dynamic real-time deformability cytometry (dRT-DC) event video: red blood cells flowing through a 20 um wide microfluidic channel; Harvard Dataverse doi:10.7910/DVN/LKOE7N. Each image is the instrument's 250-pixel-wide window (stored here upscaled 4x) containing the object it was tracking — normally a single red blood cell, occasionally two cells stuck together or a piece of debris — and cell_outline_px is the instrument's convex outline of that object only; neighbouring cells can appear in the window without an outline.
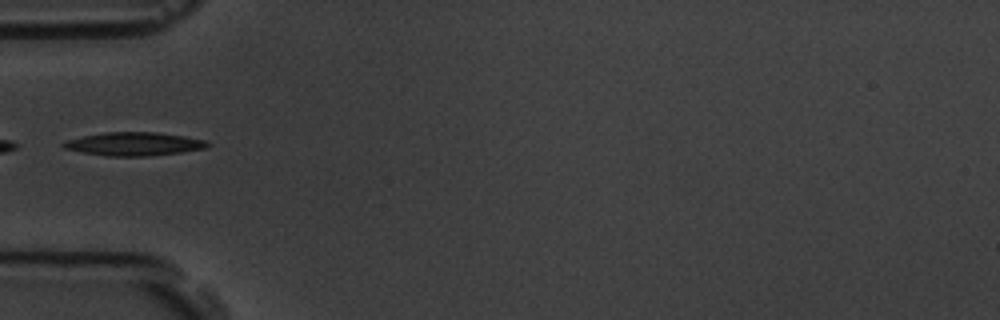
{"species": "common noctule bat (a hibernating species)", "species_latin": "Nyctalus noctula", "temperature_condition": "room temperature", "stored_images_in_passage": 6, "camera_frame_rate_fps": 3000, "um_per_image_px": 0.085, "animal": {"sex": "male", "body_mass_g": 19.5, "forearm_length_mm": 54.6}, "frame": {"image": 1, "passage_image": 1, "time_ms": 0.0, "image_size_px": [1000, 320], "cell_outline_px": [[212, 144], [208, 148], [180, 152], [148, 156], [108, 156], [80, 152], [64, 148], [60, 144], [68, 140], [84, 136], [104, 132], [156, 132], [184, 136], [204, 140]], "centroid_in_image_um": [11.41, 12.24], "position_along_channel_um": 73.6, "area_um2": 19.59}}
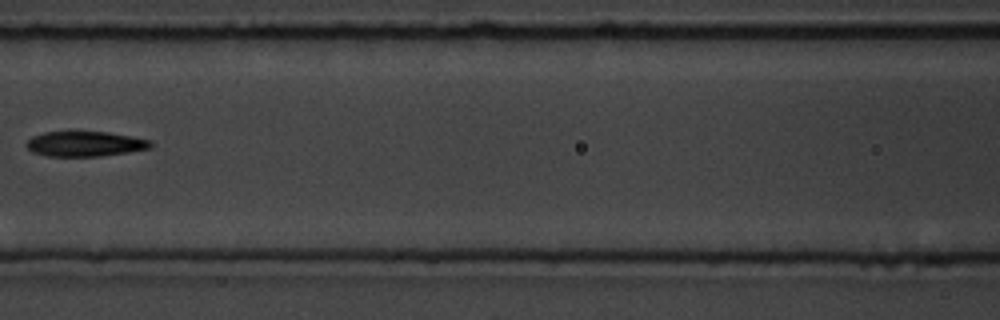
{"frame": {"image": 2, "passage_image": 3, "time_ms": 2.333, "image_size_px": [1000, 320], "cell_outline_px": [[152, 148], [128, 152], [100, 156], [48, 156], [32, 152], [24, 144], [32, 136], [44, 132], [108, 132], [132, 136], [152, 140]], "centroid_in_image_um": [7.24, 12.23], "position_along_channel_um": 159.4, "area_um2": 18.21}}
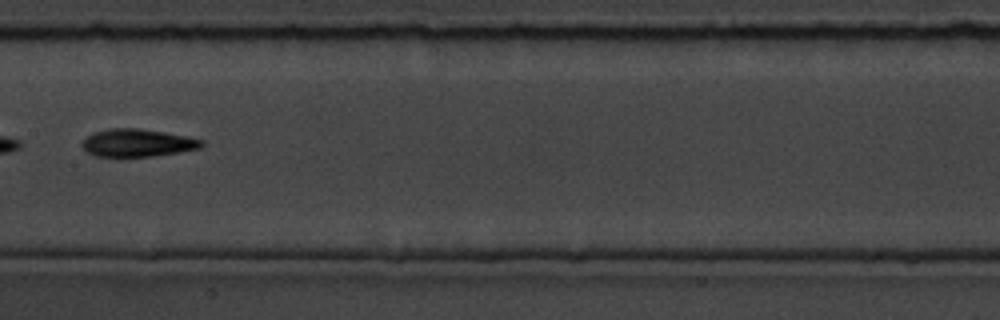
{"frame": {"image": 3, "passage_image": 4, "time_ms": 3.333, "image_size_px": [1000, 320], "cell_outline_px": [[204, 144], [200, 148], [152, 156], [96, 156], [88, 152], [80, 144], [92, 132], [108, 128], [140, 128], [164, 132], [204, 140]], "centroid_in_image_um": [11.66, 12.13], "position_along_channel_um": 195.7, "area_um2": 19.07}}